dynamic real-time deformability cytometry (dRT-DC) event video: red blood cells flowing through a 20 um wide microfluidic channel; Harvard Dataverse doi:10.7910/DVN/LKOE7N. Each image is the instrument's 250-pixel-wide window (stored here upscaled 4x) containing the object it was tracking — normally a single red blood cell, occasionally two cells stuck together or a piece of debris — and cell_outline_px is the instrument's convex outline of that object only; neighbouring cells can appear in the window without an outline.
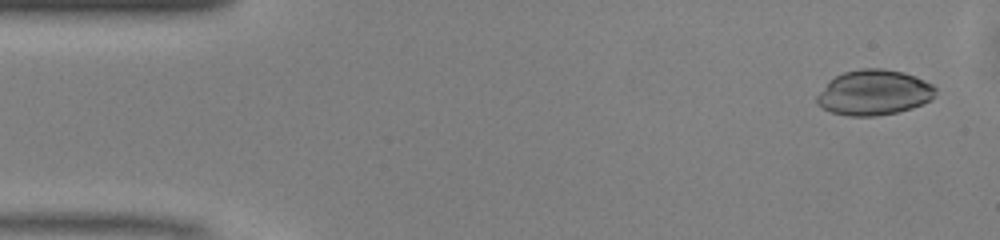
{"species": "common noctule bat (a hibernating species)", "species_latin": "Nyctalus noctula", "temperature_condition": "warm", "stored_images_in_passage": 48, "camera_frame_rate_fps": 3000, "um_per_image_px": 0.085, "animal": {"sex": "male", "body_mass_g": 13.0, "forearm_length_mm": 53.1}, "frame": {"image": 1, "passage_image": 2, "time_ms": 0.333, "image_size_px": [1000, 240], "cell_outline_px": [[936, 96], [932, 100], [912, 108], [896, 112], [876, 116], [848, 116], [832, 112], [816, 104], [816, 96], [828, 80], [844, 72], [860, 68], [884, 68], [904, 72], [916, 76], [932, 84], [936, 88]], "centroid_in_image_um": [74.3, 7.86], "position_along_channel_um": 10.7, "area_um2": 31.62}}
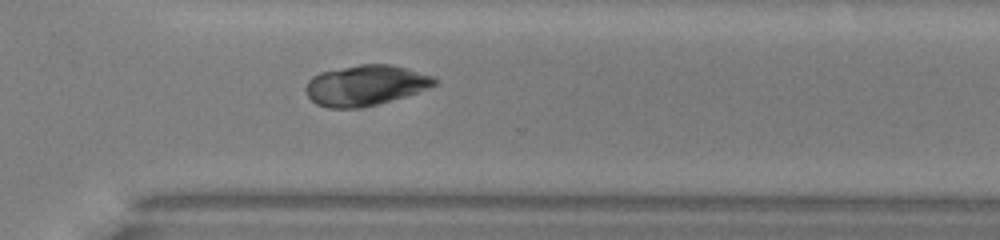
{"frame": {"image": 2, "passage_image": 34, "time_ms": 11.0, "image_size_px": [1000, 240], "cell_outline_px": [[436, 84], [428, 88], [404, 96], [376, 104], [360, 108], [328, 108], [316, 104], [304, 92], [304, 88], [308, 80], [312, 76], [320, 72], [360, 64], [392, 64], [408, 68], [432, 76], [436, 80]], "centroid_in_image_um": [31.02, 7.25], "position_along_channel_um": 339.6, "area_um2": 30.29}}
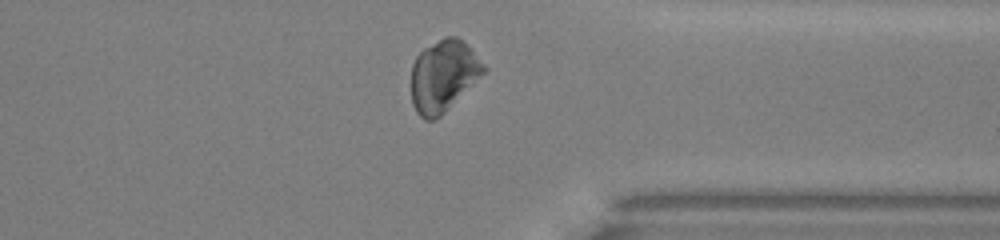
{"frame": {"image": 3, "passage_image": 37, "time_ms": 12.0, "image_size_px": [1000, 240], "cell_outline_px": [[488, 68], [436, 120], [424, 120], [416, 112], [412, 104], [412, 64], [416, 56], [424, 48], [444, 36], [456, 36], [464, 40]], "centroid_in_image_um": [37.67, 6.42], "position_along_channel_um": 373.7, "area_um2": 30.06}}